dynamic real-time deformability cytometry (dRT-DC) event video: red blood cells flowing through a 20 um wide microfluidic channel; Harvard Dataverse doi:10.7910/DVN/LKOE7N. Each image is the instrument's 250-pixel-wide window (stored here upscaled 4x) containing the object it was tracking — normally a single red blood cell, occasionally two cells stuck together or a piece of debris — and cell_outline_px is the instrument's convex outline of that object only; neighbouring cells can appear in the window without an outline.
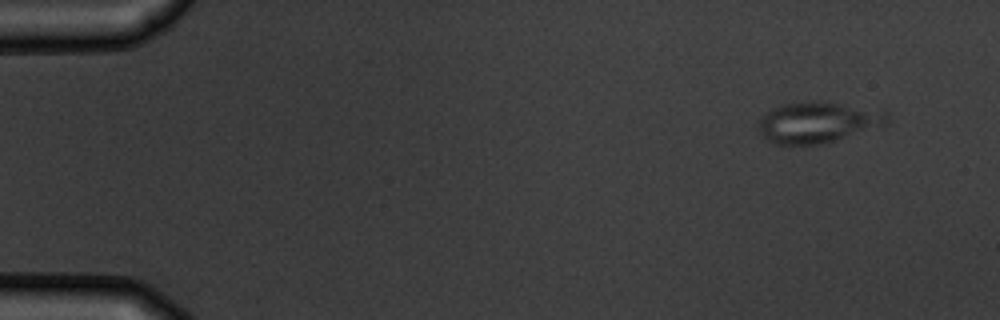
{"species": "common noctule bat (a hibernating species)", "species_latin": "Nyctalus noctula", "temperature_condition": "warm", "stored_images_in_passage": 4, "camera_frame_rate_fps": 3000, "um_per_image_px": 0.085, "animal": {"sex": "male", "body_mass_g": 19.5, "forearm_length_mm": 54.6}, "frame": {"image": 1, "passage_image": 1, "time_ms": 0.0, "image_size_px": [1000, 320], "cell_outline_px": [[888, 120], [884, 124], [820, 144], [776, 144], [764, 140], [756, 124], [772, 108], [784, 104], [836, 104], [888, 112]], "centroid_in_image_um": [69.41, 10.45], "position_along_channel_um": 15.6, "area_um2": 28.96}}